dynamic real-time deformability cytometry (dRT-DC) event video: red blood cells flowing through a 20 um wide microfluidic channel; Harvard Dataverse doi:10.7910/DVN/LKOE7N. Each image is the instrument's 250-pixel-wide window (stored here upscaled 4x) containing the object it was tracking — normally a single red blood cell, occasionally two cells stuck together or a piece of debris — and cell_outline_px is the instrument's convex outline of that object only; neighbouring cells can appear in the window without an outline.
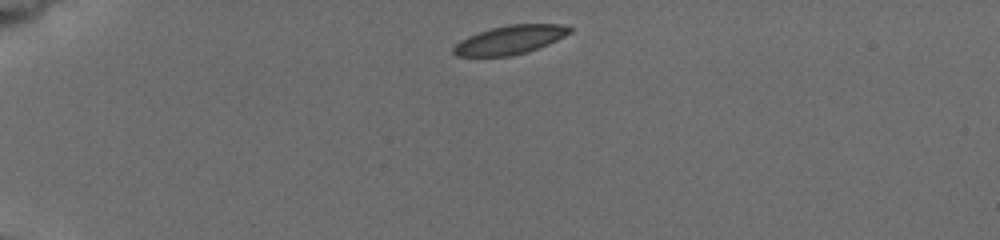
{"species": "common noctule bat (a hibernating species)", "species_latin": "Nyctalus noctula", "temperature_condition": "cold", "stored_images_in_passage": 11, "camera_frame_rate_fps": 3000, "um_per_image_px": 0.085, "animal": {"sex": "female", "body_mass_g": 19.5, "forearm_length_mm": 54.1}, "frame": {"image": 1, "passage_image": 1, "time_ms": 0.0, "image_size_px": [1000, 240], "cell_outline_px": [[572, 32], [548, 44], [528, 52], [512, 56], [456, 56], [452, 52], [452, 48], [460, 40], [468, 36], [492, 28], [508, 24], [560, 24], [572, 28]], "centroid_in_image_um": [43.34, 3.39], "position_along_channel_um": 41.7, "area_um2": 19.42}}
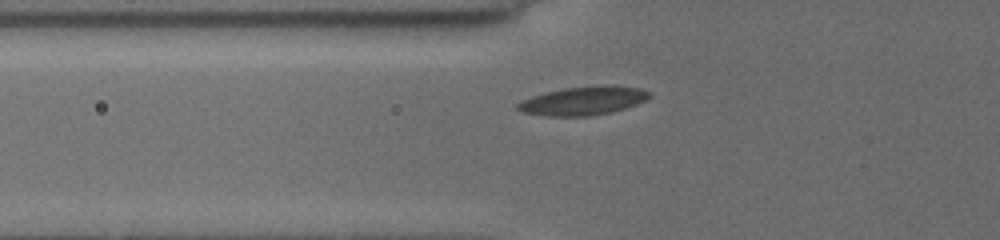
{"frame": {"image": 2, "passage_image": 7, "time_ms": 2.333, "image_size_px": [1000, 240], "cell_outline_px": [[652, 96], [636, 104], [612, 112], [592, 116], [544, 116], [520, 112], [516, 108], [516, 104], [520, 100], [544, 92], [564, 88], [604, 84], [608, 84], [640, 88], [652, 92]], "centroid_in_image_um": [49.55, 8.56], "position_along_channel_um": 76.2, "area_um2": 22.37}}
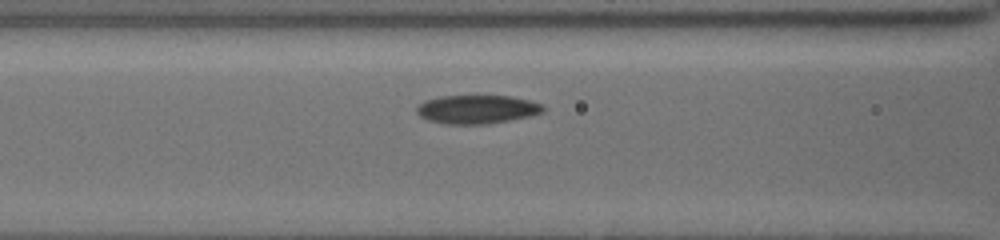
{"frame": {"image": 3, "passage_image": 10, "time_ms": 3.667, "image_size_px": [1000, 240], "cell_outline_px": [[544, 112], [532, 116], [488, 124], [444, 124], [428, 120], [420, 116], [416, 112], [416, 108], [424, 100], [440, 96], [512, 96], [528, 100], [540, 104], [544, 108]], "centroid_in_image_um": [40.53, 9.3], "position_along_channel_um": 126.1, "area_um2": 21.15}}